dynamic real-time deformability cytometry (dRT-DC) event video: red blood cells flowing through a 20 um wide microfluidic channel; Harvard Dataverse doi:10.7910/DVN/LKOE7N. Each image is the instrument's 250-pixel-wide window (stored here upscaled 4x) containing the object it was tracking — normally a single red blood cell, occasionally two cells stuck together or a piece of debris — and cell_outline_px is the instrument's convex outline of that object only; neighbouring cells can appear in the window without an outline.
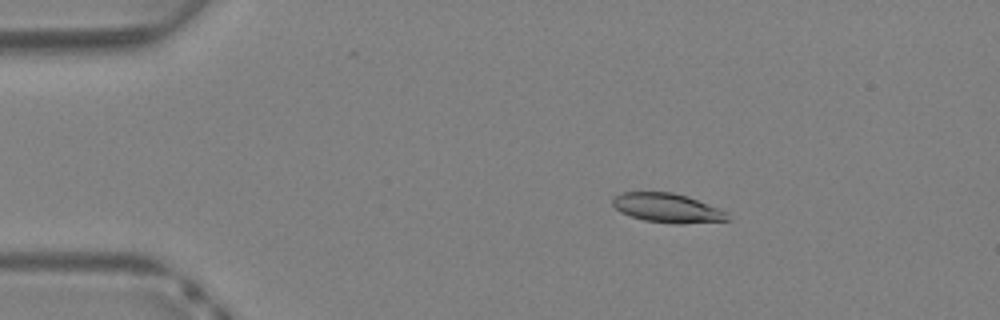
{"species": "Egyptian fruit bat (a non-hibernating species)", "species_latin": "Rousettus aegyptiacus", "temperature_condition": "warm", "stored_images_in_passage": 39, "camera_frame_rate_fps": 3000, "um_per_image_px": 0.085, "animal": {"sex": "female"}, "frame": {"image": 1, "passage_image": 7, "time_ms": 2.0, "image_size_px": [1000, 320], "cell_outline_px": [[728, 220], [680, 224], [676, 224], [644, 220], [620, 212], [612, 204], [612, 196], [624, 192], [672, 192], [688, 196], [720, 208], [728, 212]], "centroid_in_image_um": [56.72, 17.67], "position_along_channel_um": 28.3, "area_um2": 19.59}}
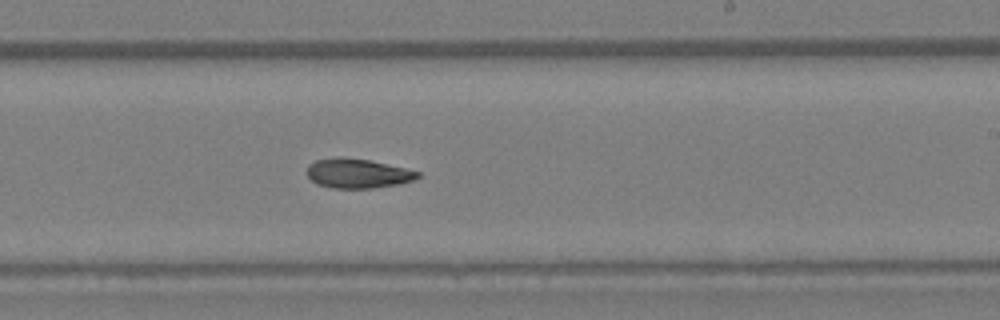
{"frame": {"image": 2, "passage_image": 24, "time_ms": 7.667, "image_size_px": [1000, 320], "cell_outline_px": [[420, 176], [412, 180], [400, 184], [372, 188], [332, 188], [316, 184], [308, 176], [308, 164], [316, 160], [340, 156], [368, 160], [404, 168], [420, 172]], "centroid_in_image_um": [30.38, 14.74], "position_along_channel_um": 258.6, "area_um2": 18.9}}
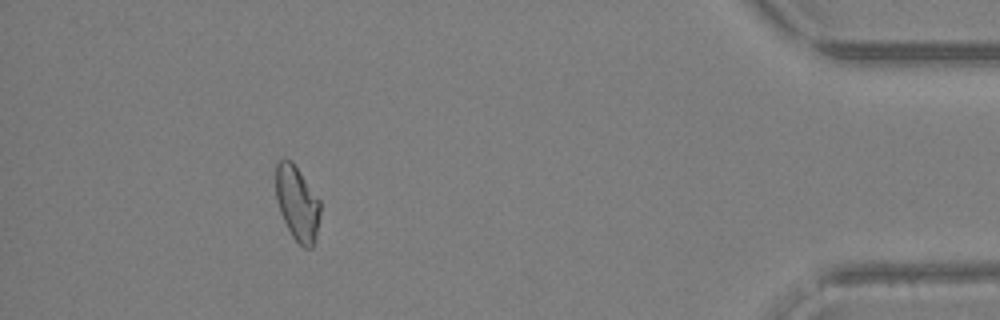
{"frame": {"image": 3, "passage_image": 36, "time_ms": 11.667, "image_size_px": [1000, 320], "cell_outline_px": [[320, 212], [316, 236], [312, 248], [304, 248], [292, 236], [280, 212], [276, 200], [276, 164], [280, 160], [292, 160], [320, 200]], "centroid_in_image_um": [25.27, 17.27], "position_along_channel_um": 409.9, "area_um2": 19.19}}